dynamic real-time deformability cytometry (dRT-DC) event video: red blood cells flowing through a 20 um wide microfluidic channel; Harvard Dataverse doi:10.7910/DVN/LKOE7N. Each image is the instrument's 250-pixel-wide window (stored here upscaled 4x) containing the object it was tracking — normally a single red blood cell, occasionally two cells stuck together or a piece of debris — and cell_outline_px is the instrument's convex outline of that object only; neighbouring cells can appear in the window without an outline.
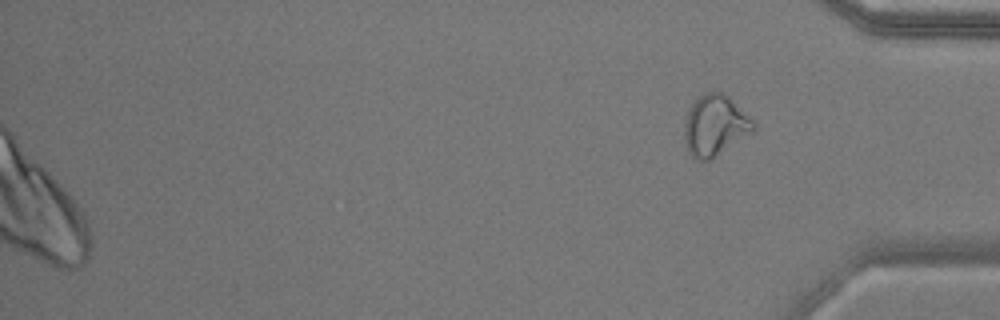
{"species": "common noctule bat (a hibernating species)", "species_latin": "Nyctalus noctula", "temperature_condition": "warm", "stored_images_in_passage": 48, "camera_frame_rate_fps": 3000, "um_per_image_px": 0.085, "animal": {"sex": "male", "body_mass_g": 17.9}, "frame": {"image": 1, "passage_image": 48, "time_ms": 15.667, "image_size_px": [1000, 320], "cell_outline_px": [[756, 128], [708, 160], [696, 160], [688, 152], [684, 140], [684, 124], [688, 108], [696, 96], [704, 92], [720, 92], [728, 96], [756, 124]], "centroid_in_image_um": [60.7, 10.62], "position_along_channel_um": 374.5, "area_um2": 24.04}}